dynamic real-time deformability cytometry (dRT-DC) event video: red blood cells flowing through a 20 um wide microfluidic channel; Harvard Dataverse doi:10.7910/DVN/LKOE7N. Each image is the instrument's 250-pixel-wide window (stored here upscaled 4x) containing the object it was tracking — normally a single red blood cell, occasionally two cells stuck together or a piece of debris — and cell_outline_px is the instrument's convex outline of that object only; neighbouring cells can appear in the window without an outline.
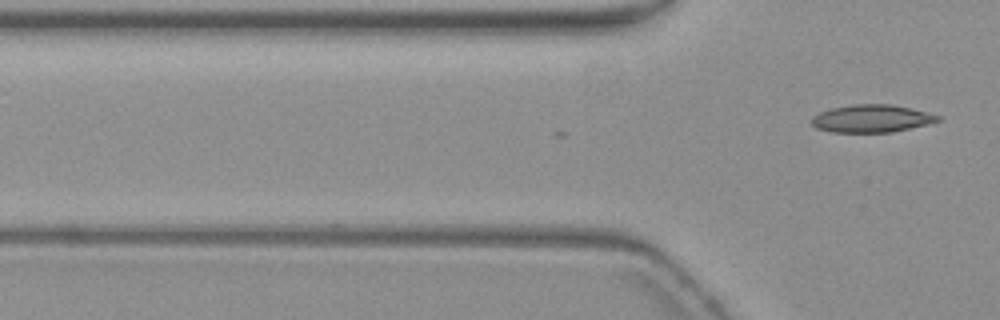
{"species": "common noctule bat (a hibernating species)", "species_latin": "Nyctalus noctula", "temperature_condition": "warm", "stored_images_in_passage": 4, "segment_of_instrument_passage": [2, 2], "camera_frame_rate_fps": 3000, "um_per_image_px": 0.085, "animal": {"sex": "female", "body_mass_g": 19.3, "forearm_length_mm": 54.1}, "frame": {"image": 1, "passage_image": 4, "time_ms": 3.667, "image_size_px": [1000, 320], "cell_outline_px": [[940, 120], [932, 124], [892, 132], [832, 132], [816, 128], [812, 124], [812, 116], [820, 112], [832, 108], [852, 104], [892, 104], [928, 112], [940, 116]], "centroid_in_image_um": [74.12, 10.08], "position_along_channel_um": 51.7, "area_um2": 20.46}}